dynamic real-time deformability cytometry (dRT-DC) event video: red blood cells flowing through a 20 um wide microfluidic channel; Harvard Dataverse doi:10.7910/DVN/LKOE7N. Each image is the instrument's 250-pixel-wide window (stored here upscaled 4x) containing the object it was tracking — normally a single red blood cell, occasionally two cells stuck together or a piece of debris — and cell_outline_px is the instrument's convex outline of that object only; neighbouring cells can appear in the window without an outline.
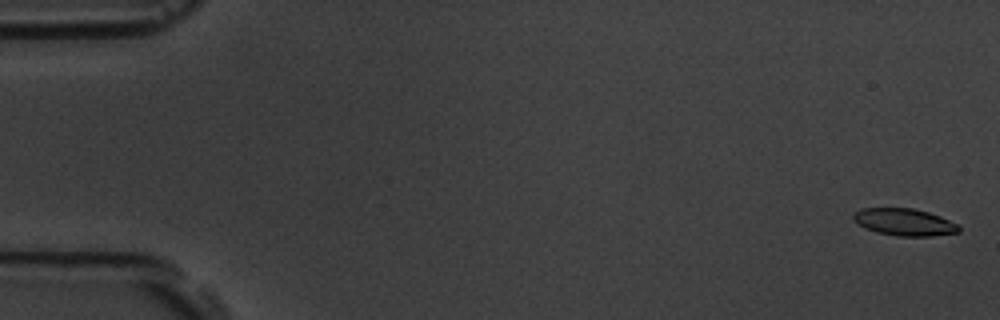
{"species": "common noctule bat (a hibernating species)", "species_latin": "Nyctalus noctula", "temperature_condition": "room temperature", "stored_images_in_passage": 17, "camera_frame_rate_fps": 3000, "um_per_image_px": 0.085, "animal": {"sex": "male", "body_mass_g": 19.5, "forearm_length_mm": 54.6}, "frame": {"image": 1, "passage_image": 1, "time_ms": 0.0, "image_size_px": [1000, 320], "cell_outline_px": [[960, 232], [932, 236], [896, 236], [876, 232], [864, 228], [852, 220], [852, 216], [860, 208], [912, 208], [928, 212], [940, 216], [960, 224]], "centroid_in_image_um": [76.88, 18.88], "position_along_channel_um": 8.1, "area_um2": 16.88}}
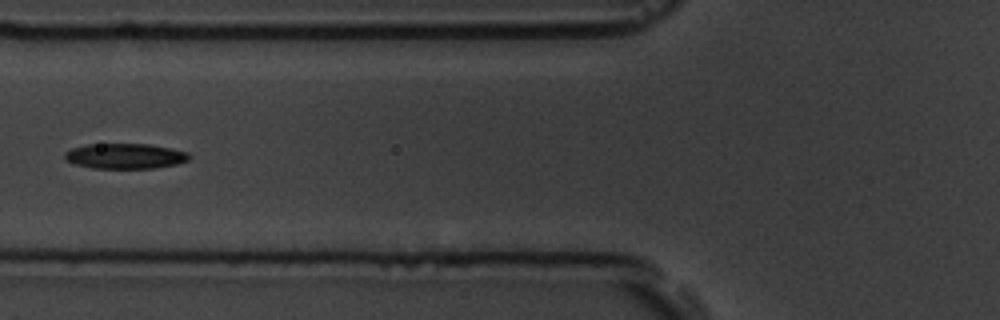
{"frame": {"image": 2, "passage_image": 7, "time_ms": 7.0, "image_size_px": [1000, 320], "cell_outline_px": [[192, 156], [188, 160], [176, 164], [156, 168], [92, 168], [76, 164], [68, 160], [64, 156], [64, 152], [72, 148], [88, 144], [148, 144], [172, 148], [188, 152]], "centroid_in_image_um": [10.67, 13.26], "position_along_channel_um": 115.1, "area_um2": 18.32}}
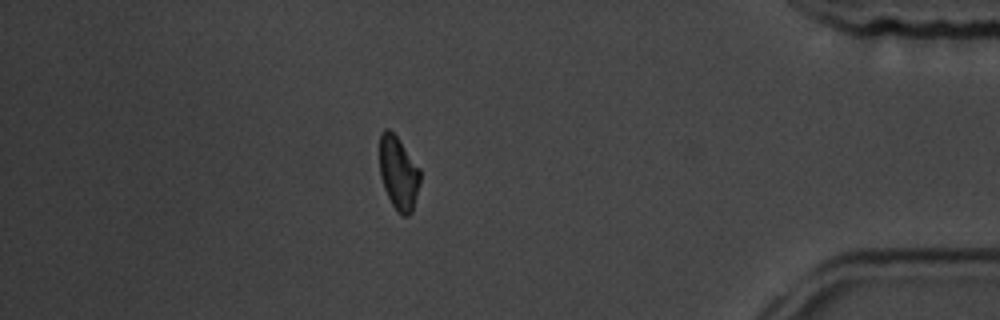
{"frame": {"image": 3, "passage_image": 15, "time_ms": 16.0, "image_size_px": [1000, 320], "cell_outline_px": [[420, 180], [412, 212], [408, 216], [404, 216], [396, 212], [384, 188], [380, 176], [380, 132], [384, 128], [388, 128], [400, 140], [420, 168]], "centroid_in_image_um": [33.87, 14.7], "position_along_channel_um": 401.3, "area_um2": 17.4}, "authors_computed_cell_mechanics": {"area_um2": 17.4556, "velocity_mm_per_s": 3.6338, "shape_relaxation_time_tau1_ms": 5.3231, "shape_relaxation_time_tau2_ms": 8.9213, "deformation_change_tau1": 0.1249, "deformation_change_tau2": 0.1915}}